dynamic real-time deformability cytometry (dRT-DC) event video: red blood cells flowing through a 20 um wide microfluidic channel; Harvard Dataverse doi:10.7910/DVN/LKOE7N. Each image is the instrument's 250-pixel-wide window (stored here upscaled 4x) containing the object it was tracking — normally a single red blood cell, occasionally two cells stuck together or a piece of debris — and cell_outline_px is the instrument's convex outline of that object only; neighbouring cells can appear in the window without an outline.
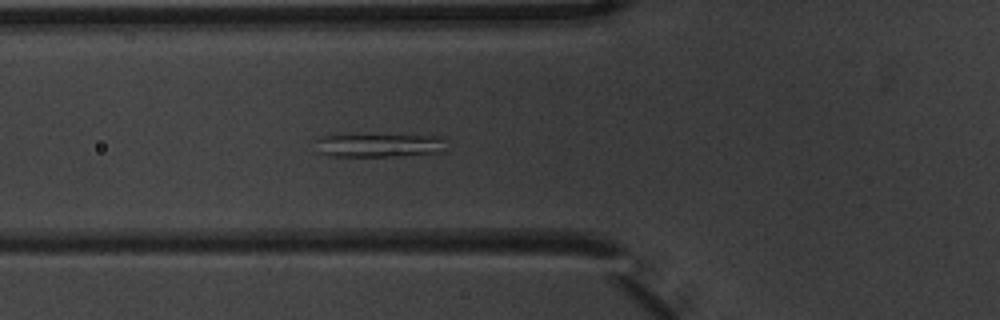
{"species": "common noctule bat (a hibernating species)", "species_latin": "Nyctalus noctula", "temperature_condition": "warm", "stored_images_in_passage": 4, "camera_frame_rate_fps": 3000, "um_per_image_px": 0.085, "animal": {"sex": "male", "body_mass_g": 20.1, "forearm_length_mm": 53.5}, "frame": {"image": 1, "passage_image": 4, "time_ms": 1.0, "image_size_px": [1000, 320], "cell_outline_px": [[444, 152], [400, 156], [328, 156], [320, 152], [316, 140], [320, 136], [440, 136], [444, 140]], "centroid_in_image_um": [32.27, 12.38], "position_along_channel_um": 93.5, "area_um2": 17.34}}